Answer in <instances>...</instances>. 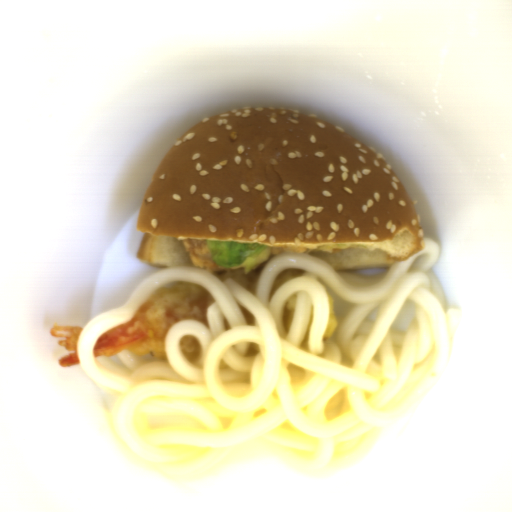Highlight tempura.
I'll return each instance as SVG.
<instances>
[{
  "instance_id": "eeaa28ee",
  "label": "tempura",
  "mask_w": 512,
  "mask_h": 512,
  "mask_svg": "<svg viewBox=\"0 0 512 512\" xmlns=\"http://www.w3.org/2000/svg\"><path fill=\"white\" fill-rule=\"evenodd\" d=\"M179 347L185 359L190 363H196L201 357L199 340L192 335H183L179 341Z\"/></svg>"
},
{
  "instance_id": "35db4912",
  "label": "tempura",
  "mask_w": 512,
  "mask_h": 512,
  "mask_svg": "<svg viewBox=\"0 0 512 512\" xmlns=\"http://www.w3.org/2000/svg\"><path fill=\"white\" fill-rule=\"evenodd\" d=\"M297 293L287 300L283 310V329L289 331L295 315Z\"/></svg>"
},
{
  "instance_id": "8679c707",
  "label": "tempura",
  "mask_w": 512,
  "mask_h": 512,
  "mask_svg": "<svg viewBox=\"0 0 512 512\" xmlns=\"http://www.w3.org/2000/svg\"><path fill=\"white\" fill-rule=\"evenodd\" d=\"M214 302L203 287L186 280L159 286L125 324L95 341L93 355L108 358L127 352L140 360L170 364L165 347L170 328L181 320L198 321L209 328L206 312Z\"/></svg>"
},
{
  "instance_id": "674dab57",
  "label": "tempura",
  "mask_w": 512,
  "mask_h": 512,
  "mask_svg": "<svg viewBox=\"0 0 512 512\" xmlns=\"http://www.w3.org/2000/svg\"><path fill=\"white\" fill-rule=\"evenodd\" d=\"M328 305H329V322L326 331L323 335V341L329 339L332 333L335 331L337 326V317L335 313V304L333 298L327 293Z\"/></svg>"
},
{
  "instance_id": "c8b91112",
  "label": "tempura",
  "mask_w": 512,
  "mask_h": 512,
  "mask_svg": "<svg viewBox=\"0 0 512 512\" xmlns=\"http://www.w3.org/2000/svg\"><path fill=\"white\" fill-rule=\"evenodd\" d=\"M305 270H300V269H296V268H289V269H285L283 271H281L275 278L273 284H272V287H271V290H270V293H269V296H268V299H269V302L273 296V294L282 286L284 285L286 282L298 277V276H303L305 274Z\"/></svg>"
},
{
  "instance_id": "6ee92434",
  "label": "tempura",
  "mask_w": 512,
  "mask_h": 512,
  "mask_svg": "<svg viewBox=\"0 0 512 512\" xmlns=\"http://www.w3.org/2000/svg\"><path fill=\"white\" fill-rule=\"evenodd\" d=\"M261 269L253 270L248 274L245 273V269L229 272H218L213 274L221 283L225 279L230 278L238 283L241 287L256 296V287Z\"/></svg>"
},
{
  "instance_id": "d4f62c59",
  "label": "tempura",
  "mask_w": 512,
  "mask_h": 512,
  "mask_svg": "<svg viewBox=\"0 0 512 512\" xmlns=\"http://www.w3.org/2000/svg\"><path fill=\"white\" fill-rule=\"evenodd\" d=\"M84 329L71 326H54L50 330L51 336L59 338L58 345L69 352V354L59 361L60 367H71L80 365V358L77 354V342Z\"/></svg>"
}]
</instances>
